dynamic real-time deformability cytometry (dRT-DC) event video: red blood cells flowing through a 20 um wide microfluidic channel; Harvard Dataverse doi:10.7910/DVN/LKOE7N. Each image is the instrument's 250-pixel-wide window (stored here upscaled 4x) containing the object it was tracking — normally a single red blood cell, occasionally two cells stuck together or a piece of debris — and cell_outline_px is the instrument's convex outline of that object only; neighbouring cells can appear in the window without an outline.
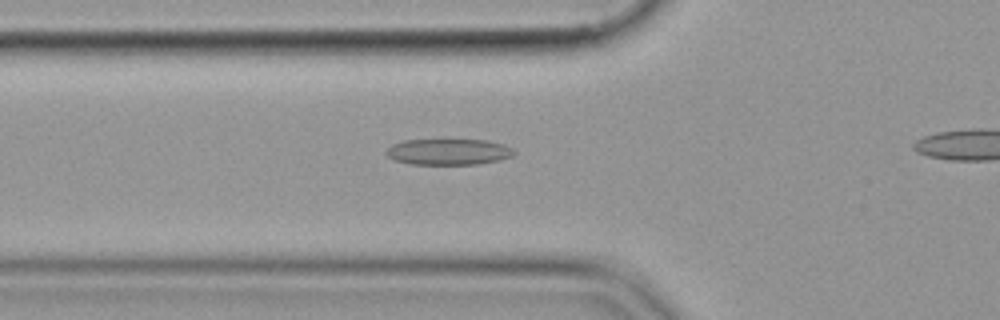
{"species": "common noctule bat (a hibernating species)", "species_latin": "Nyctalus noctula", "temperature_condition": "cold", "stored_images_in_passage": 40, "camera_frame_rate_fps": 3000, "um_per_image_px": 0.085, "animal": {"sex": "female", "body_mass_g": 19.9}, "frame": {"image": 1, "passage_image": 14, "time_ms": 4.333, "image_size_px": [1000, 320], "cell_outline_px": [[516, 152], [512, 156], [500, 160], [476, 164], [412, 164], [396, 160], [388, 156], [384, 152], [392, 144], [404, 140], [440, 136], [448, 136], [488, 140], [504, 144], [512, 148]], "centroid_in_image_um": [38.12, 12.83], "position_along_channel_um": 87.7, "area_um2": 20.69}}
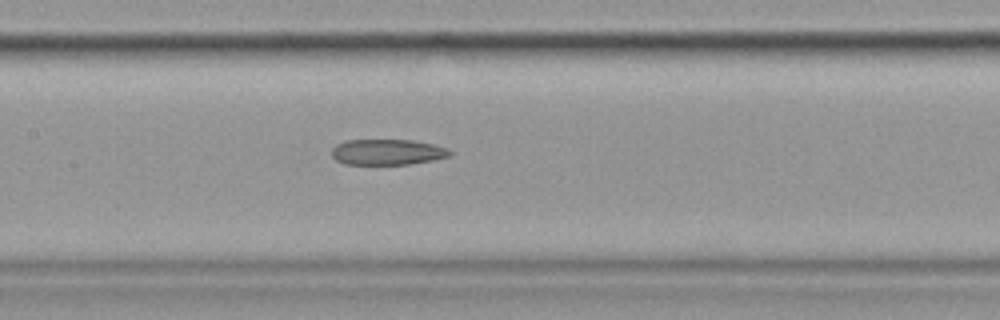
{"frame": {"image": 2, "passage_image": 21, "time_ms": 6.667, "image_size_px": [1000, 320], "cell_outline_px": [[452, 152], [448, 156], [432, 160], [408, 164], [344, 164], [336, 160], [332, 156], [332, 148], [336, 144], [344, 140], [412, 140], [432, 144], [448, 148]], "centroid_in_image_um": [32.89, 12.92], "position_along_channel_um": 174.5, "area_um2": 17.63}}
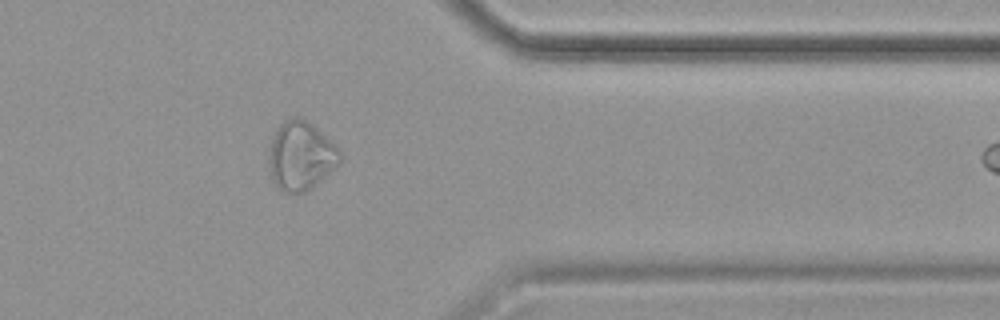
{"frame": {"image": 3, "passage_image": 39, "time_ms": 12.667, "image_size_px": [1000, 320], "cell_outline_px": [[340, 164], [320, 180], [304, 192], [284, 192], [276, 188], [272, 180], [268, 160], [268, 152], [272, 140], [280, 124], [284, 120], [292, 116], [296, 116], [312, 124], [340, 152]], "centroid_in_image_um": [25.52, 13.26], "position_along_channel_um": 385.9, "area_um2": 27.98}}